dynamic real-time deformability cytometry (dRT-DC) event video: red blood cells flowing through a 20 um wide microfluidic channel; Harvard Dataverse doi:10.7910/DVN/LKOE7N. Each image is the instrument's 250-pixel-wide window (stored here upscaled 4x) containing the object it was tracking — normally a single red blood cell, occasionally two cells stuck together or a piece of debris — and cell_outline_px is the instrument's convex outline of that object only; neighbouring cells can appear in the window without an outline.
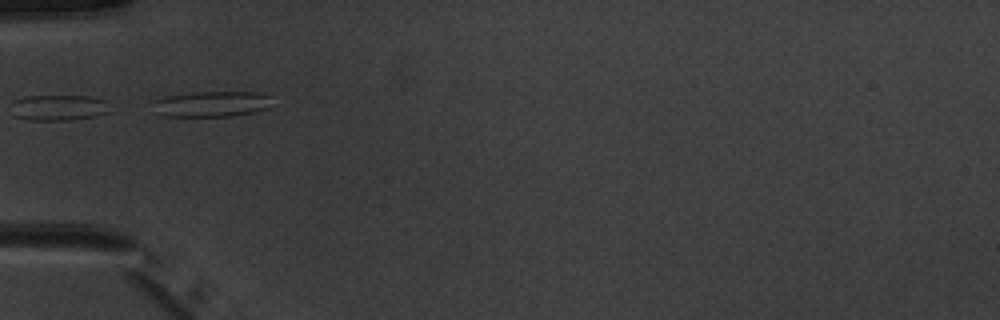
{"species": "common noctule bat (a hibernating species)", "species_latin": "Nyctalus noctula", "temperature_condition": "warm", "stored_images_in_passage": 8, "camera_frame_rate_fps": 3000, "um_per_image_px": 0.085, "animal": {"sex": "male", "body_mass_g": 20.1, "forearm_length_mm": 53.5}, "frame": {"image": 1, "passage_image": 5, "time_ms": 5.667, "image_size_px": [1000, 320], "cell_outline_px": [[276, 104], [268, 108], [256, 112], [232, 116], [164, 116], [156, 112], [152, 100], [168, 96], [192, 92], [264, 92], [276, 96]], "centroid_in_image_um": [18.16, 8.82], "position_along_channel_um": 66.8, "area_um2": 18.44}}
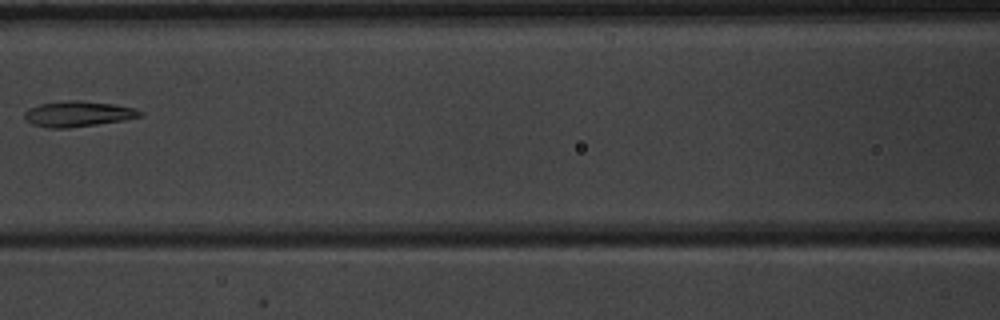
{"frame": {"image": 2, "passage_image": 7, "time_ms": 8.0, "image_size_px": [1000, 320], "cell_outline_px": [[144, 112], [140, 116], [124, 120], [68, 128], [48, 128], [32, 124], [24, 120], [24, 112], [28, 108], [40, 104], [68, 100], [80, 100], [112, 104], [136, 108]], "centroid_in_image_um": [6.6, 9.68], "position_along_channel_um": 160.0, "area_um2": 17.22}}
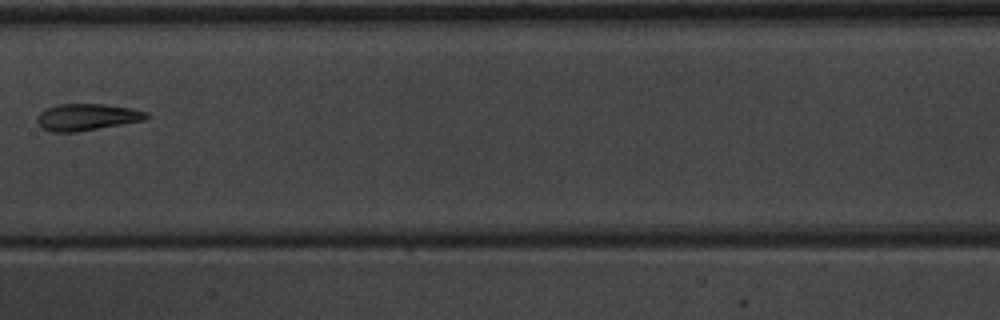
{"frame": {"image": 3, "passage_image": 8, "time_ms": 9.0, "image_size_px": [1000, 320], "cell_outline_px": [[152, 116], [144, 120], [76, 132], [52, 132], [44, 128], [36, 120], [36, 116], [44, 108], [60, 104], [104, 104], [132, 108], [148, 112]], "centroid_in_image_um": [7.4, 9.94], "position_along_channel_um": 200.0, "area_um2": 17.05}}